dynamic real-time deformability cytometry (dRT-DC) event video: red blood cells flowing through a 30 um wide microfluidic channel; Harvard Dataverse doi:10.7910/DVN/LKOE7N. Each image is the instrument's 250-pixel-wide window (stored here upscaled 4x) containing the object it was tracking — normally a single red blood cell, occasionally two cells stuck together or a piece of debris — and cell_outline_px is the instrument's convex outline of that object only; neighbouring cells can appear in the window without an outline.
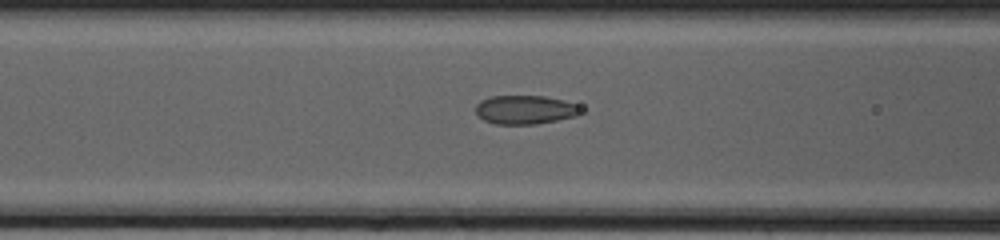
{"species": "common noctule bat (a hibernating species)", "species_latin": "Nyctalus noctula", "temperature_condition": "cold", "stored_images_in_passage": 15, "camera_frame_rate_fps": 3000, "um_per_image_px": 0.085, "animal": {"sex": "female", "body_mass_g": 20.0, "forearm_length_mm": 54.0}, "frame": {"image": 1, "passage_image": 13, "time_ms": 4.0, "image_size_px": [1000, 240], "cell_outline_px": [[584, 112], [576, 116], [536, 124], [496, 124], [484, 120], [476, 112], [476, 104], [480, 100], [492, 96], [544, 96], [564, 100], [576, 104], [584, 108]], "centroid_in_image_um": [44.68, 9.32], "position_along_channel_um": 121.9, "area_um2": 17.74}}